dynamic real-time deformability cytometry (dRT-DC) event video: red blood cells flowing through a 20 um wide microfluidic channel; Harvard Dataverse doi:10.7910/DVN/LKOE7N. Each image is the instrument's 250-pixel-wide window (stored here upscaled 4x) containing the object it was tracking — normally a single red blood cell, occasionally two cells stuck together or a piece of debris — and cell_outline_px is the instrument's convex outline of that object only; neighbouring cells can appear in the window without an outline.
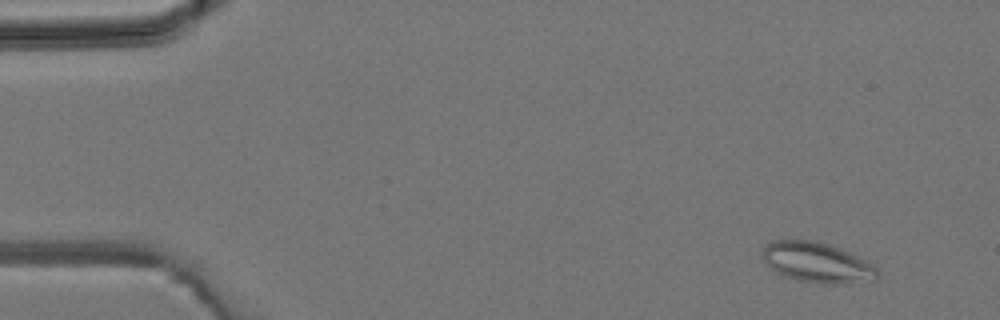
{"species": "common noctule bat (a hibernating species)", "species_latin": "Nyctalus noctula", "temperature_condition": "room temperature", "stored_images_in_passage": 4, "camera_frame_rate_fps": 3000, "um_per_image_px": 0.085, "animal": {"sex": "male", "body_mass_g": 19.2, "forearm_length_mm": 51.8}, "frame": {"image": 1, "passage_image": 1, "time_ms": 0.0, "image_size_px": [1000, 320], "cell_outline_px": [[880, 276], [876, 280], [848, 284], [820, 284], [800, 280], [784, 276], [776, 272], [760, 256], [760, 252], [768, 244], [776, 240], [812, 240], [848, 252], [872, 264], [880, 272]], "centroid_in_image_um": [69.47, 22.35], "position_along_channel_um": 15.5, "area_um2": 26.82}}